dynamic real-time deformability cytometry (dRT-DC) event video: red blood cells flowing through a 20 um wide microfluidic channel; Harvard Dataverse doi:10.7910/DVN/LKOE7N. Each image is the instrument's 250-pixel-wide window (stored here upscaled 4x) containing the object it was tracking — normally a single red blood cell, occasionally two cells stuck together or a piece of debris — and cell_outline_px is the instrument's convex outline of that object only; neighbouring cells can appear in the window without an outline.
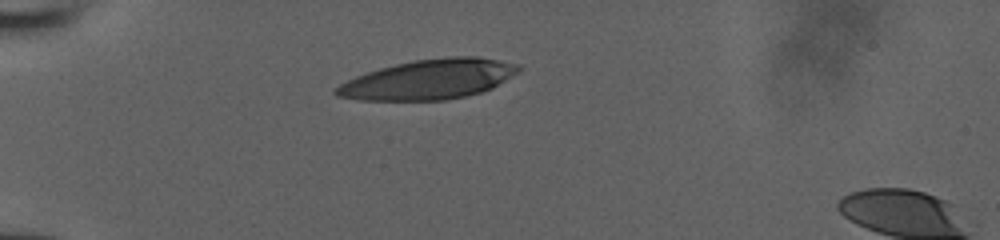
{"species": "human", "species_latin": "Homo sapiens", "temperature_condition": "room temperature", "stored_images_in_passage": 7, "camera_frame_rate_fps": 3000, "um_per_image_px": 0.085, "donor": {"sex": "male"}, "frame": {"image": 1, "passage_image": 1, "time_ms": 0.0, "image_size_px": [1000, 240], "cell_outline_px": [[520, 68], [516, 72], [492, 88], [480, 92], [464, 96], [444, 100], [360, 100], [336, 96], [332, 92], [332, 88], [356, 76], [380, 68], [412, 60], [452, 56], [476, 56], [520, 64]], "centroid_in_image_um": [36.4, 6.75], "position_along_channel_um": 48.6, "area_um2": 42.08}}
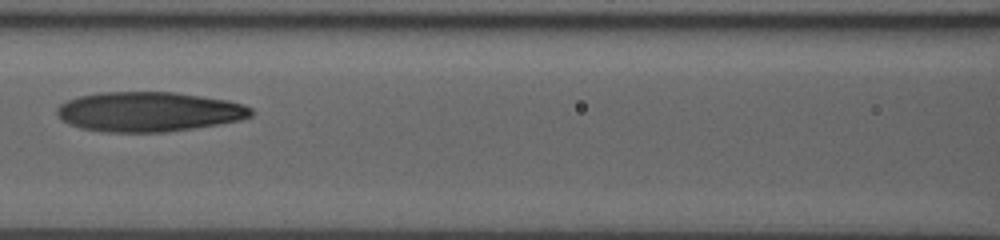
{"frame": {"image": 2, "passage_image": 5, "time_ms": 1.333, "image_size_px": [1000, 240], "cell_outline_px": [[252, 116], [240, 120], [192, 128], [164, 132], [108, 132], [80, 128], [68, 124], [56, 112], [56, 108], [60, 104], [68, 100], [80, 96], [100, 92], [176, 92], [228, 100], [244, 104], [252, 108]], "centroid_in_image_um": [12.65, 9.49], "position_along_channel_um": 153.9, "area_um2": 44.85}}
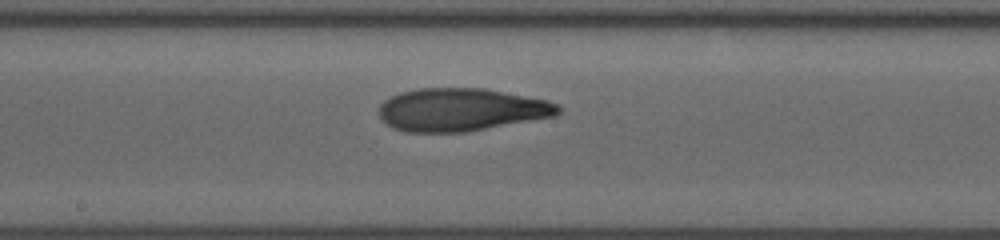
{"frame": {"image": 3, "passage_image": 7, "time_ms": 2.0, "image_size_px": [1000, 240], "cell_outline_px": [[560, 112], [556, 116], [464, 132], [408, 132], [392, 128], [380, 116], [380, 104], [384, 100], [400, 92], [416, 88], [484, 88], [548, 100], [560, 104]], "centroid_in_image_um": [39.22, 9.31], "position_along_channel_um": 209.0, "area_um2": 44.74}}